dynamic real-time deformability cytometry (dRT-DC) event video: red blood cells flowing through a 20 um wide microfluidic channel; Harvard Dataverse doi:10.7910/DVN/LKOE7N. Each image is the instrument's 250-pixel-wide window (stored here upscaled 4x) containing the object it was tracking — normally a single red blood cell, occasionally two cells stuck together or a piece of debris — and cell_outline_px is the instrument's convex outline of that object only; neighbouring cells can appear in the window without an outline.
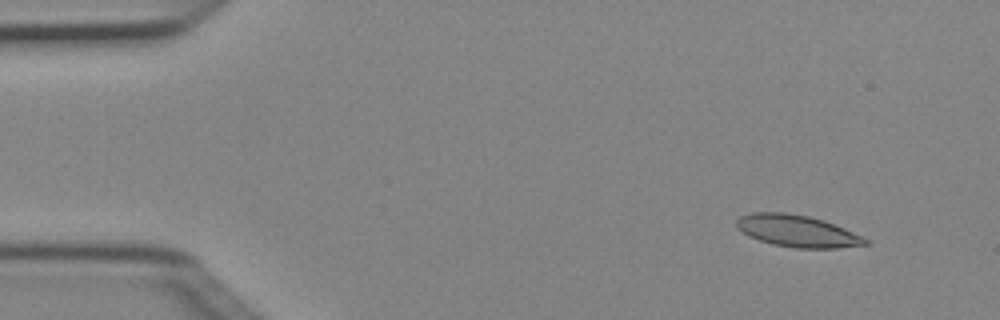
{"species": "Egyptian fruit bat (a non-hibernating species)", "species_latin": "Rousettus aegyptiacus", "temperature_condition": "cold", "stored_images_in_passage": 4, "camera_frame_rate_fps": 3000, "um_per_image_px": 0.085, "animal": {"sex": "female"}, "frame": {"image": 1, "passage_image": 2, "time_ms": 0.333, "image_size_px": [1000, 320], "cell_outline_px": [[872, 244], [836, 248], [796, 248], [772, 244], [748, 236], [736, 228], [736, 220], [740, 216], [752, 212], [784, 212], [808, 216], [824, 220], [844, 228], [872, 240]], "centroid_in_image_um": [67.79, 19.64], "position_along_channel_um": 17.2, "area_um2": 24.16}}